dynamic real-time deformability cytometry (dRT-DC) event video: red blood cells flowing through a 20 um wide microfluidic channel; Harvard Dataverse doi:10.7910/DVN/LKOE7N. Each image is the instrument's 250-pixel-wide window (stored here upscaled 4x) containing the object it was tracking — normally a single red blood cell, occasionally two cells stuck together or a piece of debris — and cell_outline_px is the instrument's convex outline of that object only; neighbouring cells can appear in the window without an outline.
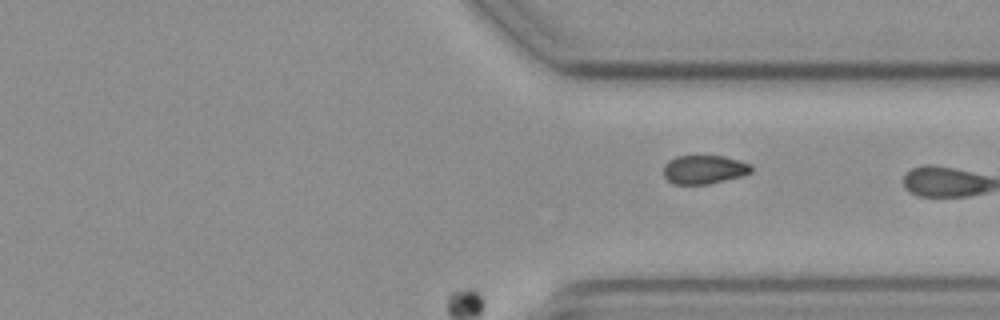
{"species": "common noctule bat (a hibernating species)", "species_latin": "Nyctalus noctula", "temperature_condition": "cold", "stored_images_in_passage": 47, "camera_frame_rate_fps": 3000, "um_per_image_px": 0.085, "animal": {"sex": "female", "body_mass_g": 19.3, "forearm_length_mm": 54.1}, "frame": {"image": 1, "passage_image": 47, "time_ms": 15.333, "image_size_px": [1000, 320], "cell_outline_px": [[752, 172], [740, 176], [708, 184], [672, 184], [664, 176], [664, 164], [668, 160], [676, 156], [724, 156], [752, 164]], "centroid_in_image_um": [59.83, 14.4], "position_along_channel_um": 351.6, "area_um2": 14.68}}